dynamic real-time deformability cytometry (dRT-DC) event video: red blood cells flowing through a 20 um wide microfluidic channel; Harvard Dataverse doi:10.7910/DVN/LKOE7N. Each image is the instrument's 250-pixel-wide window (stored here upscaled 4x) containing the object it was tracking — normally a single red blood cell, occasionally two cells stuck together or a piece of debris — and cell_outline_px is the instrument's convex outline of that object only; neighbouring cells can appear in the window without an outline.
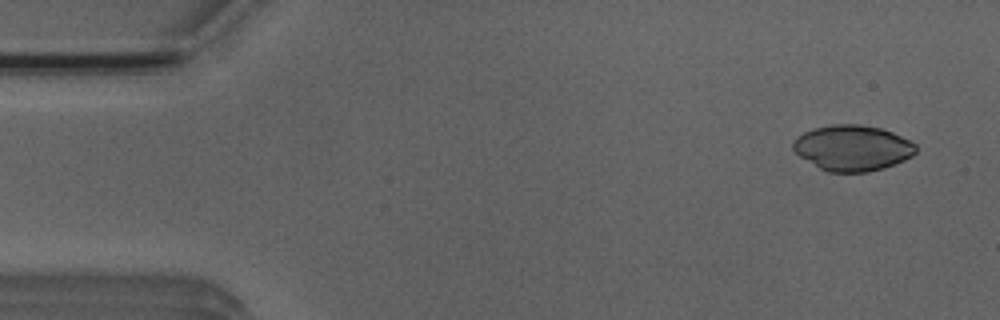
{"species": "Egyptian fruit bat (a non-hibernating species)", "species_latin": "Rousettus aegyptiacus", "temperature_condition": "room temperature", "stored_images_in_passage": 5, "camera_frame_rate_fps": 3000, "um_per_image_px": 0.085, "animal": {"sex": "male"}, "frame": {"image": 1, "passage_image": 1, "time_ms": 0.0, "image_size_px": [1000, 320], "cell_outline_px": [[916, 152], [912, 156], [904, 160], [884, 168], [868, 172], [828, 172], [820, 168], [800, 156], [792, 148], [792, 140], [796, 136], [812, 128], [832, 124], [860, 124], [880, 128], [892, 132], [916, 144]], "centroid_in_image_um": [72.44, 12.57], "position_along_channel_um": 12.6, "area_um2": 32.71}}